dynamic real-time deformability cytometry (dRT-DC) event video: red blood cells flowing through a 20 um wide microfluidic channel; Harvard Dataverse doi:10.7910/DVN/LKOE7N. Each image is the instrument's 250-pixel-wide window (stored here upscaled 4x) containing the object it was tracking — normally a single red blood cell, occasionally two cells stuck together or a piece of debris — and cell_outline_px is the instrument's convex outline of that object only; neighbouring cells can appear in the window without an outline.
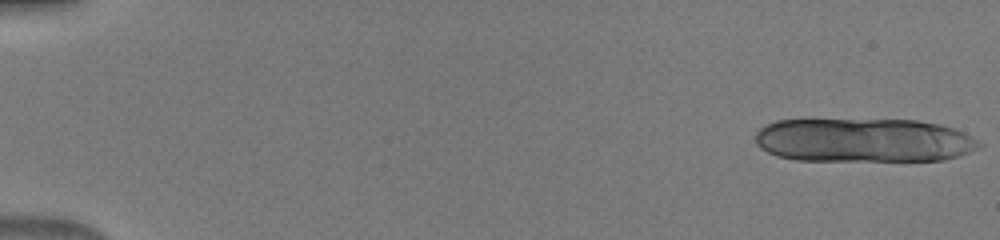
{"species": "human", "species_latin": "Homo sapiens", "temperature_condition": "warm", "stored_images_in_passage": 11, "segment_of_instrument_passage": [1, 2], "camera_frame_rate_fps": 3000, "um_per_image_px": 0.085, "donor": {"sex": "male"}, "frame": {"image": 1, "passage_image": 1, "time_ms": 0.0, "image_size_px": [1000, 240], "cell_outline_px": [[984, 144], [980, 148], [944, 160], [796, 160], [776, 156], [760, 148], [756, 144], [756, 132], [760, 128], [776, 120], [916, 120], [940, 124], [964, 132]], "centroid_in_image_um": [73.41, 11.92], "position_along_channel_um": 11.6, "area_um2": 57.22}}